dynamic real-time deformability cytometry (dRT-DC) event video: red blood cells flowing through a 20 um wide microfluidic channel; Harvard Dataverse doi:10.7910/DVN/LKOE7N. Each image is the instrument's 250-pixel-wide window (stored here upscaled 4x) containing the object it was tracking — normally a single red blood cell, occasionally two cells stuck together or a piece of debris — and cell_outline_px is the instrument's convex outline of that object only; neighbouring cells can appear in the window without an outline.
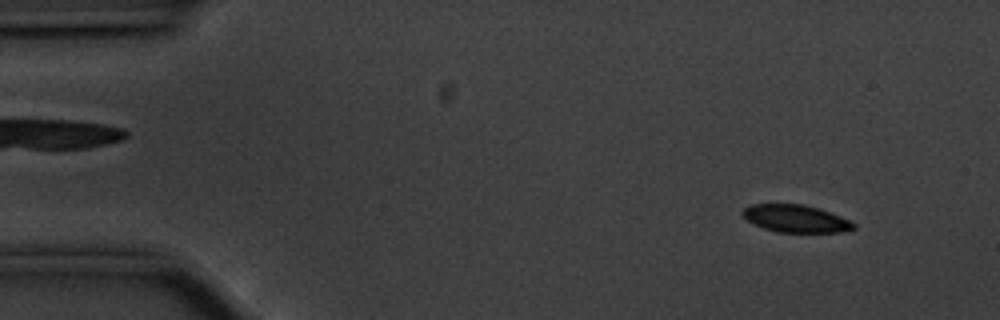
{"species": "common noctule bat (a hibernating species)", "species_latin": "Nyctalus noctula", "temperature_condition": "cold", "stored_images_in_passage": 56, "camera_frame_rate_fps": 3000, "um_per_image_px": 0.085, "animal": {"sex": "male", "body_mass_g": 20.1, "forearm_length_mm": 53.5}, "frame": {"image": 1, "passage_image": 5, "time_ms": 1.333, "image_size_px": [1000, 320], "cell_outline_px": [[856, 228], [840, 232], [776, 232], [764, 228], [748, 220], [740, 212], [744, 208], [752, 204], [804, 204], [820, 208], [840, 216], [856, 224]], "centroid_in_image_um": [67.65, 18.57], "position_along_channel_um": 17.3, "area_um2": 17.69}}
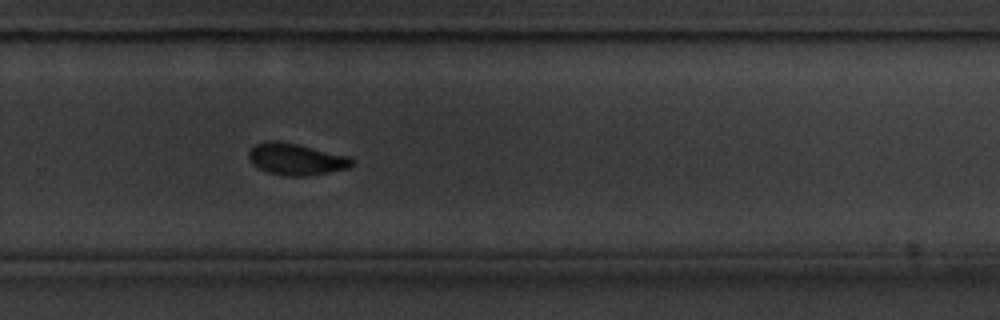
{"frame": {"image": 2, "passage_image": 37, "time_ms": 12.0, "image_size_px": [1000, 320], "cell_outline_px": [[356, 160], [348, 168], [308, 176], [284, 176], [268, 172], [252, 164], [248, 156], [248, 152], [256, 144], [272, 140], [276, 140], [296, 144], [352, 156]], "centroid_in_image_um": [25.21, 13.53], "position_along_channel_um": 304.6, "area_um2": 19.07}}
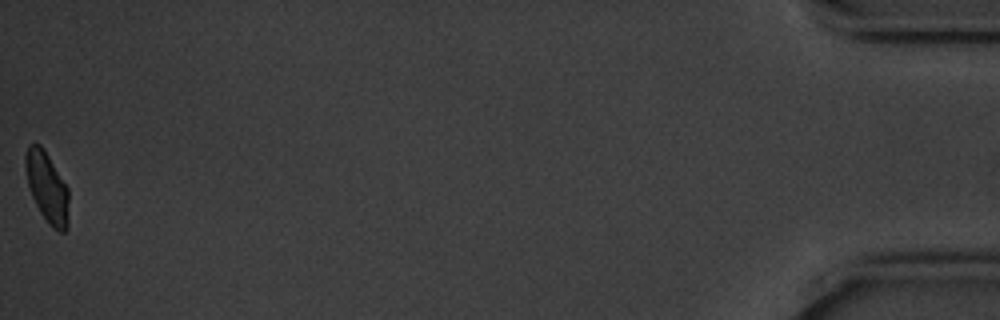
{"frame": {"image": 3, "passage_image": 56, "time_ms": 18.333, "image_size_px": [1000, 320], "cell_outline_px": [[68, 228], [64, 232], [60, 232], [52, 228], [48, 224], [40, 212], [32, 196], [28, 184], [24, 168], [24, 156], [28, 144], [40, 144], [44, 148], [68, 188]], "centroid_in_image_um": [3.99, 15.91], "position_along_channel_um": 431.2, "area_um2": 17.98}, "authors_computed_cell_mechanics": {"area_um2": 18.9295, "velocity_mm_per_s": 3.5447, "shape_relaxation_time_tau1_ms": 2.1065, "shape_relaxation_time_tau2_ms": 2.346, "deformation_change_tau1": 0.0902, "deformation_change_tau2": 0.0524}}